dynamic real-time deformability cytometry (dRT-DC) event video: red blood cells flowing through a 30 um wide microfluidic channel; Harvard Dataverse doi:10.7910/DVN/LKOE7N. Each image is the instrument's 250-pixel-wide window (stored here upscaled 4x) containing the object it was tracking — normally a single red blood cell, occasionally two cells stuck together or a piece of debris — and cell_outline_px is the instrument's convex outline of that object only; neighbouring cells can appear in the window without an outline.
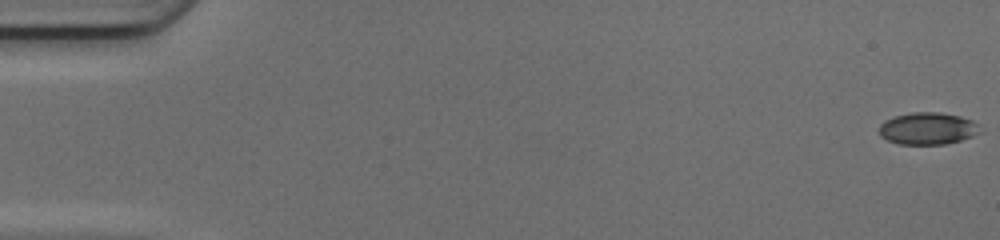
{"species": "common noctule bat (a hibernating species)", "species_latin": "Nyctalus noctula", "temperature_condition": "cold", "stored_images_in_passage": 50, "camera_frame_rate_fps": 3000, "um_per_image_px": 0.085, "animal": {"sex": "female", "body_mass_g": 17.0, "forearm_length_mm": 48.0}, "frame": {"image": 1, "passage_image": 1, "time_ms": 0.0, "image_size_px": [1000, 240], "cell_outline_px": [[984, 132], [960, 140], [944, 144], [900, 144], [888, 140], [880, 136], [880, 124], [884, 120], [896, 116], [912, 112], [940, 112], [960, 116], [972, 120], [980, 124]], "centroid_in_image_um": [78.91, 10.91], "position_along_channel_um": 6.1, "area_um2": 19.02}}
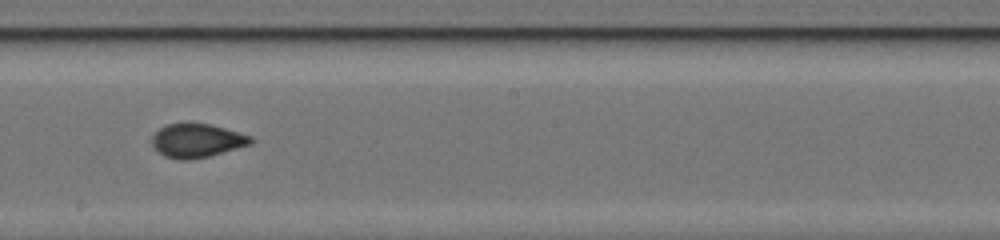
{"frame": {"image": 2, "passage_image": 29, "time_ms": 9.333, "image_size_px": [1000, 240], "cell_outline_px": [[256, 140], [252, 144], [208, 156], [192, 160], [176, 160], [164, 156], [156, 152], [152, 144], [152, 136], [160, 128], [168, 124], [188, 120], [208, 124], [224, 128], [252, 136]], "centroid_in_image_um": [16.71, 11.93], "position_along_channel_um": 231.5, "area_um2": 20.0}}
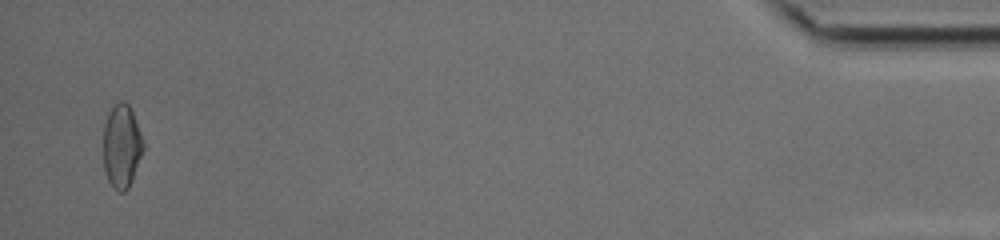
{"frame": {"image": 3, "passage_image": 49, "time_ms": 16.0, "image_size_px": [1000, 240], "cell_outline_px": [[144, 148], [128, 188], [124, 192], [120, 192], [112, 188], [108, 180], [104, 168], [104, 124], [108, 112], [112, 104], [120, 100], [124, 100], [128, 104], [132, 112], [144, 140]], "centroid_in_image_um": [10.33, 12.39], "position_along_channel_um": 424.9, "area_um2": 19.48}, "authors_computed_cell_mechanics": {"area_um2": 19.3341, "velocity_mm_per_s": 4.2118, "shape_relaxation_time_tau1_ms": 10.7304, "shape_relaxation_time_tau2_ms": 0.8898, "deformation_change_tau1": 0.206, "deformation_change_tau2": 0.0578}}